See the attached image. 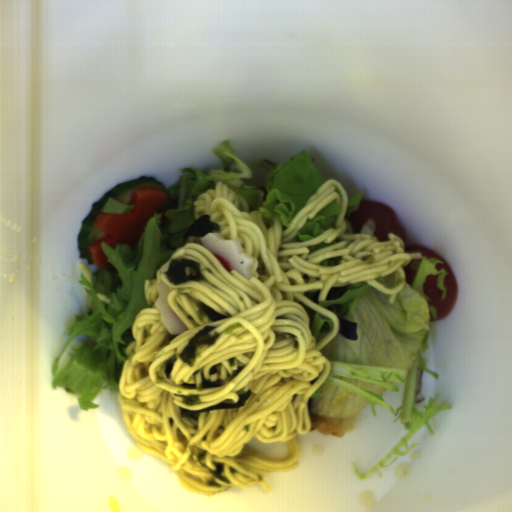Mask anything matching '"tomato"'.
Masks as SVG:
<instances>
[{"label":"tomato","instance_id":"obj_1","mask_svg":"<svg viewBox=\"0 0 512 512\" xmlns=\"http://www.w3.org/2000/svg\"><path fill=\"white\" fill-rule=\"evenodd\" d=\"M407 252H419L421 257L434 258L441 263H436L435 268L438 271L443 269L446 275L443 278L445 288V297L442 299L443 291L438 286V277L436 275H428L423 282L422 291L425 296L429 298L428 304L435 309L436 316L430 313V322L444 319L450 314L457 302L458 284L455 273L443 258L436 252L429 250L423 246L413 245L405 250Z\"/></svg>","mask_w":512,"mask_h":512},{"label":"tomato","instance_id":"obj_2","mask_svg":"<svg viewBox=\"0 0 512 512\" xmlns=\"http://www.w3.org/2000/svg\"><path fill=\"white\" fill-rule=\"evenodd\" d=\"M350 224L356 231H361L367 221H372L374 230L371 236L381 242H388L389 234L400 237L403 242L406 234L397 222L395 211L387 204L371 199H361L357 210L348 217Z\"/></svg>","mask_w":512,"mask_h":512}]
</instances>
